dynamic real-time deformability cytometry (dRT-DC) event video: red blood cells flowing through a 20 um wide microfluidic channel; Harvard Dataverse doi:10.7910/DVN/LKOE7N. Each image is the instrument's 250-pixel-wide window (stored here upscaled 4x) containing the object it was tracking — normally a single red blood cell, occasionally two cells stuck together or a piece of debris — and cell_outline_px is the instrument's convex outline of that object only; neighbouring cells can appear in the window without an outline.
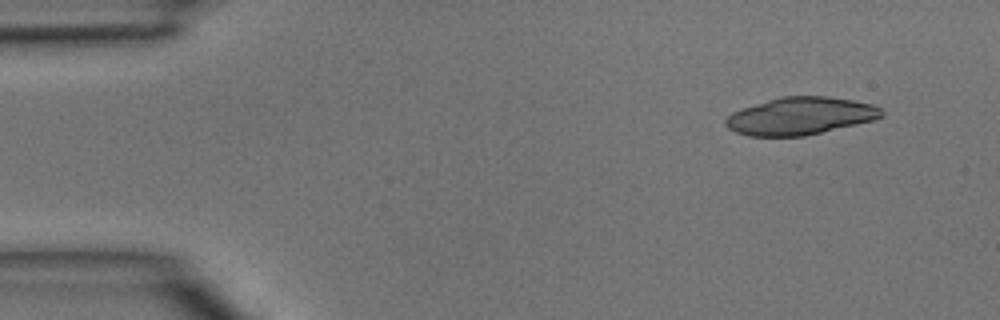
{"species": "common noctule bat (a hibernating species)", "species_latin": "Nyctalus noctula", "temperature_condition": "room temperature", "stored_images_in_passage": 3, "camera_frame_rate_fps": 3000, "um_per_image_px": 0.085, "animal": {"sex": "male", "body_mass_g": 15.6}, "frame": {"image": 1, "passage_image": 1, "time_ms": 0.0, "image_size_px": [1000, 320], "cell_outline_px": [[884, 116], [872, 120], [856, 124], [804, 136], [748, 136], [736, 132], [728, 128], [724, 124], [724, 120], [732, 112], [768, 100], [784, 96], [828, 96], [852, 100], [872, 104], [880, 108], [884, 112]], "centroid_in_image_um": [68.02, 9.86], "position_along_channel_um": 17.0, "area_um2": 33.81}}